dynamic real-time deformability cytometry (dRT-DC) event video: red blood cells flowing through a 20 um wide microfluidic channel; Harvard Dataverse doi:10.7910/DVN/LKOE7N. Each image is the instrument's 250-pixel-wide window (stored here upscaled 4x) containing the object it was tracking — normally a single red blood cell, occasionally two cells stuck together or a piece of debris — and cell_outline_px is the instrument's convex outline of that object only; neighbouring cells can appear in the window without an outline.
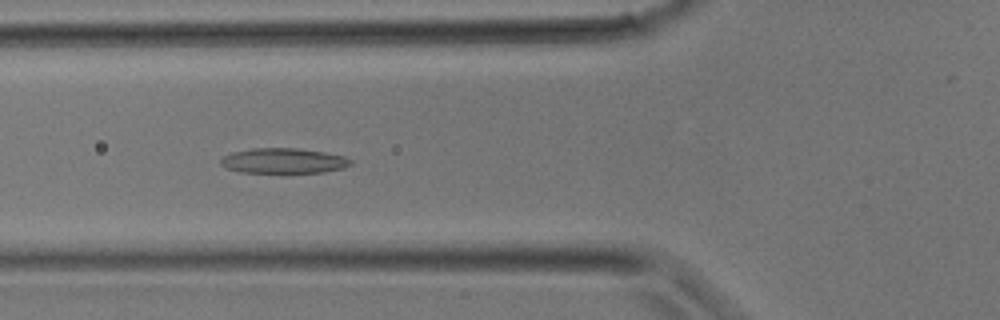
{"species": "common noctule bat (a hibernating species)", "species_latin": "Nyctalus noctula", "temperature_condition": "room temperature", "stored_images_in_passage": 25, "camera_frame_rate_fps": 3000, "um_per_image_px": 0.085, "animal": {"sex": "male", "body_mass_g": 17.9}, "frame": {"image": 1, "passage_image": 3, "time_ms": 0.667, "image_size_px": [1000, 320], "cell_outline_px": [[352, 164], [344, 168], [324, 172], [240, 172], [228, 168], [220, 164], [220, 160], [224, 156], [232, 152], [252, 148], [296, 148], [324, 152], [344, 156], [352, 160]], "centroid_in_image_um": [24.12, 13.66], "position_along_channel_um": 101.7, "area_um2": 18.96}}
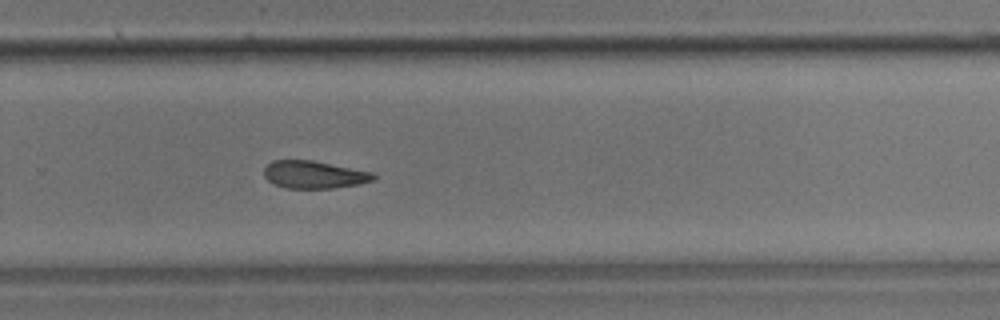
{"frame": {"image": 2, "passage_image": 13, "time_ms": 4.0, "image_size_px": [1000, 320], "cell_outline_px": [[376, 180], [356, 184], [332, 188], [288, 188], [276, 184], [268, 180], [264, 176], [264, 168], [272, 160], [312, 160], [372, 172], [376, 176]], "centroid_in_image_um": [26.69, 14.83], "position_along_channel_um": 303.1, "area_um2": 17.4}}
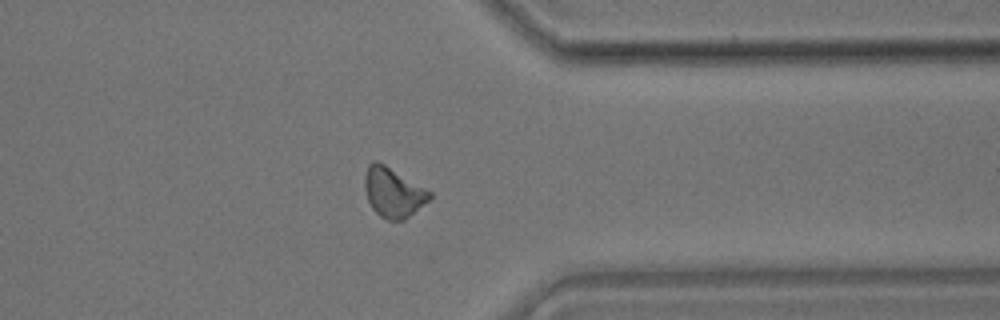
{"frame": {"image": 3, "passage_image": 17, "time_ms": 5.333, "image_size_px": [1000, 320], "cell_outline_px": [[432, 196], [428, 200], [404, 220], [388, 220], [380, 216], [372, 208], [368, 200], [364, 188], [364, 176], [368, 164], [372, 160], [376, 160], [384, 164], [432, 192]], "centroid_in_image_um": [33.39, 16.34], "position_along_channel_um": 378.0, "area_um2": 18.61}}